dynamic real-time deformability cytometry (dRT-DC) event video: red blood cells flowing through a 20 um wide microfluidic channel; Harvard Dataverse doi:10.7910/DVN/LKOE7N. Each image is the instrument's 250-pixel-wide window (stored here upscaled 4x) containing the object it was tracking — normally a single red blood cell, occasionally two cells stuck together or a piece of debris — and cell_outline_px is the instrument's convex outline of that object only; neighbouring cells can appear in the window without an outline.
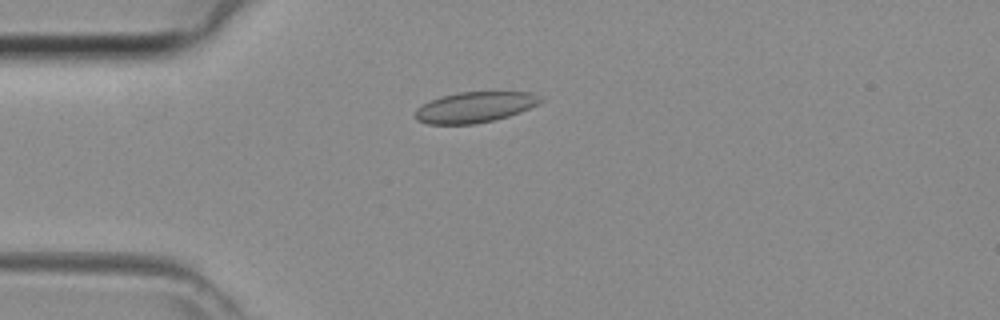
{"species": "common noctule bat (a hibernating species)", "species_latin": "Nyctalus noctula", "temperature_condition": "room temperature", "stored_images_in_passage": 45, "camera_frame_rate_fps": 3000, "um_per_image_px": 0.085, "animal": {"sex": "female", "body_mass_g": 29.2, "forearm_length_mm": 56.3}, "frame": {"image": 1, "passage_image": 12, "time_ms": 3.667, "image_size_px": [1000, 320], "cell_outline_px": [[544, 100], [520, 112], [508, 116], [492, 120], [472, 124], [428, 124], [416, 120], [416, 108], [440, 96], [456, 92], [532, 92]], "centroid_in_image_um": [40.34, 9.1], "position_along_channel_um": 44.7, "area_um2": 22.14}}
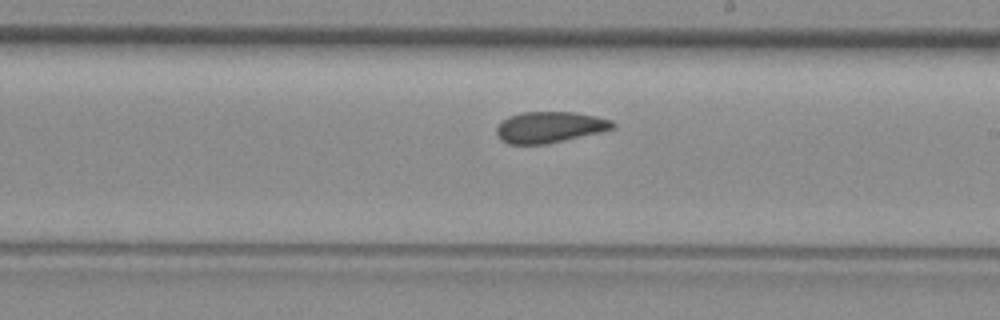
{"frame": {"image": 2, "passage_image": 26, "time_ms": 8.333, "image_size_px": [1000, 320], "cell_outline_px": [[616, 128], [600, 132], [548, 144], [508, 144], [500, 140], [496, 132], [496, 128], [508, 116], [524, 112], [572, 112], [596, 116], [612, 120], [616, 124]], "centroid_in_image_um": [46.74, 10.81], "position_along_channel_um": 242.3, "area_um2": 21.1}}
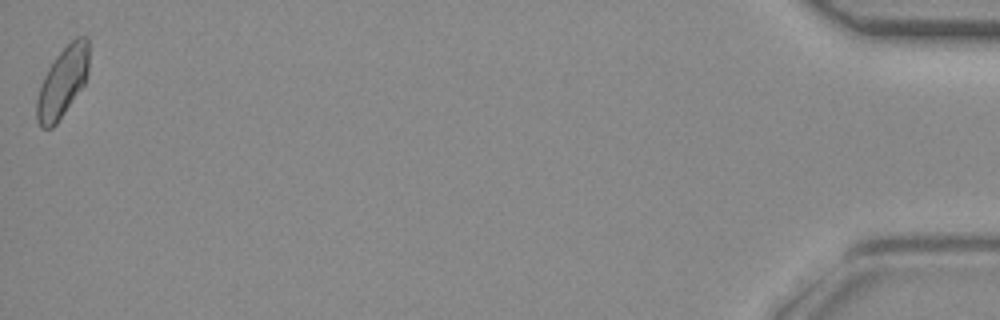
{"frame": {"image": 3, "passage_image": 45, "time_ms": 14.667, "image_size_px": [1000, 320], "cell_outline_px": [[88, 72], [84, 84], [56, 124], [52, 128], [40, 128], [36, 120], [36, 100], [40, 84], [48, 68], [56, 56], [76, 36], [88, 36]], "centroid_in_image_um": [5.3, 6.99], "position_along_channel_um": 429.9, "area_um2": 21.21}}